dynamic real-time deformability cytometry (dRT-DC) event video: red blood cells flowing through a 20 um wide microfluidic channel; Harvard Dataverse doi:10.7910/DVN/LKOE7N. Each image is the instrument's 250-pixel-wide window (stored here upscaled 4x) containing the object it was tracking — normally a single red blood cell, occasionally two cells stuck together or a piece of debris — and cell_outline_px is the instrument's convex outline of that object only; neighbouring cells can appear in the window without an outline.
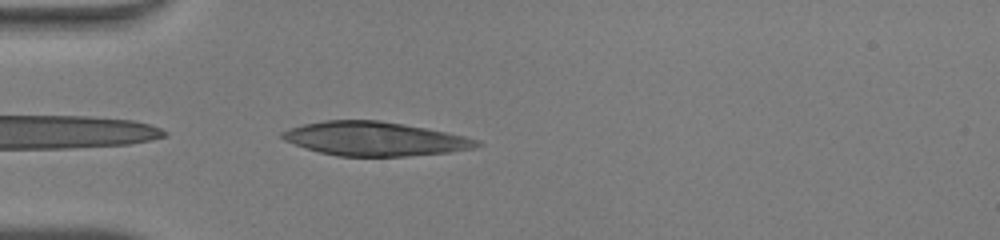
{"species": "human", "species_latin": "Homo sapiens", "temperature_condition": "warm", "stored_images_in_passage": 14, "camera_frame_rate_fps": 3000, "um_per_image_px": 0.085, "donor": {"sex": "male"}, "frame": {"image": 1, "passage_image": 1, "time_ms": 0.0, "image_size_px": [1000, 240], "cell_outline_px": [[484, 144], [476, 148], [448, 152], [408, 156], [336, 156], [304, 148], [284, 140], [280, 136], [280, 132], [288, 128], [304, 124], [324, 120], [380, 120], [404, 124], [448, 132], [480, 140]], "centroid_in_image_um": [31.86, 11.79], "position_along_channel_um": 53.1, "area_um2": 38.73}}
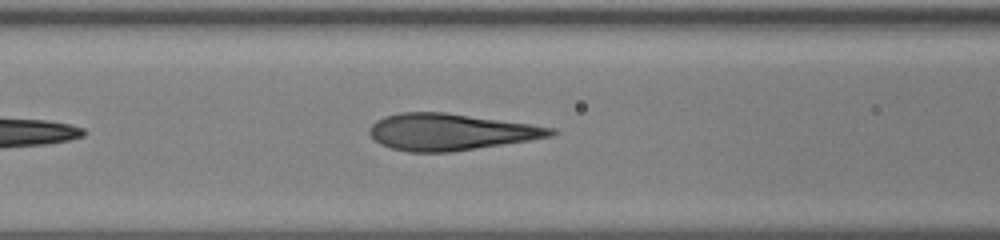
{"frame": {"image": 2, "passage_image": 7, "time_ms": 2.0, "image_size_px": [1000, 240], "cell_outline_px": [[560, 132], [552, 136], [528, 140], [452, 152], [408, 152], [392, 148], [380, 144], [368, 132], [368, 128], [376, 120], [384, 116], [400, 112], [444, 112], [556, 128]], "centroid_in_image_um": [38.26, 11.21], "position_along_channel_um": 128.3, "area_um2": 38.49}}
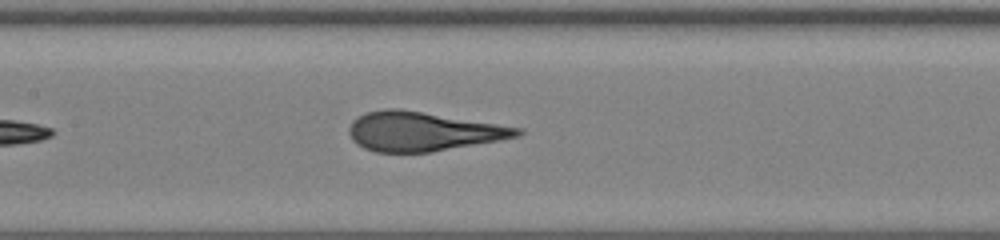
{"frame": {"image": 3, "passage_image": 10, "time_ms": 3.0, "image_size_px": [1000, 240], "cell_outline_px": [[524, 132], [520, 136], [500, 140], [432, 152], [376, 152], [364, 148], [356, 144], [352, 140], [348, 132], [348, 128], [352, 120], [364, 112], [384, 108], [396, 108], [524, 128]], "centroid_in_image_um": [35.91, 11.17], "position_along_channel_um": 171.5, "area_um2": 38.49}}